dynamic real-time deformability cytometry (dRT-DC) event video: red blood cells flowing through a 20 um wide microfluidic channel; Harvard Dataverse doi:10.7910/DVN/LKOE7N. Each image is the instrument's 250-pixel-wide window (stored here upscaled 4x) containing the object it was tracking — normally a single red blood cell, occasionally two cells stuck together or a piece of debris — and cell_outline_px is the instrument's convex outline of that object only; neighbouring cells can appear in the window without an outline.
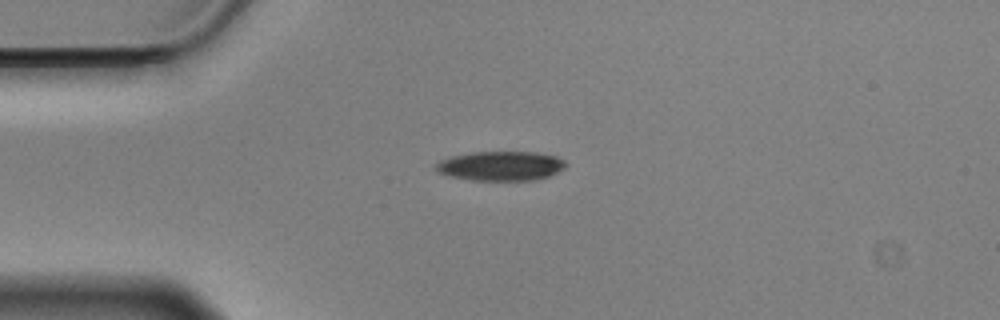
{"species": "Egyptian fruit bat (a non-hibernating species)", "species_latin": "Rousettus aegyptiacus", "temperature_condition": "cold", "stored_images_in_passage": 44, "camera_frame_rate_fps": 3000, "um_per_image_px": 0.085, "animal": {"sex": "male"}, "frame": {"image": 1, "passage_image": 1, "time_ms": 0.0, "image_size_px": [1000, 320], "cell_outline_px": [[564, 168], [548, 176], [536, 180], [472, 180], [452, 176], [440, 172], [436, 168], [436, 164], [440, 160], [452, 156], [472, 152], [536, 152], [556, 156], [564, 160]], "centroid_in_image_um": [42.58, 14.1], "position_along_channel_um": 42.4, "area_um2": 21.96}}
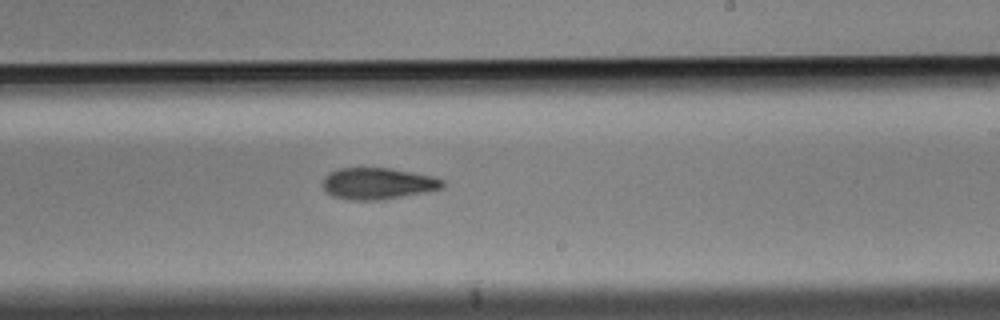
{"frame": {"image": 2, "passage_image": 21, "time_ms": 6.667, "image_size_px": [1000, 320], "cell_outline_px": [[444, 188], [384, 200], [348, 200], [332, 196], [324, 188], [324, 176], [340, 168], [388, 168], [412, 172], [432, 176], [444, 180]], "centroid_in_image_um": [32.14, 15.61], "position_along_channel_um": 256.9, "area_um2": 21.91}}
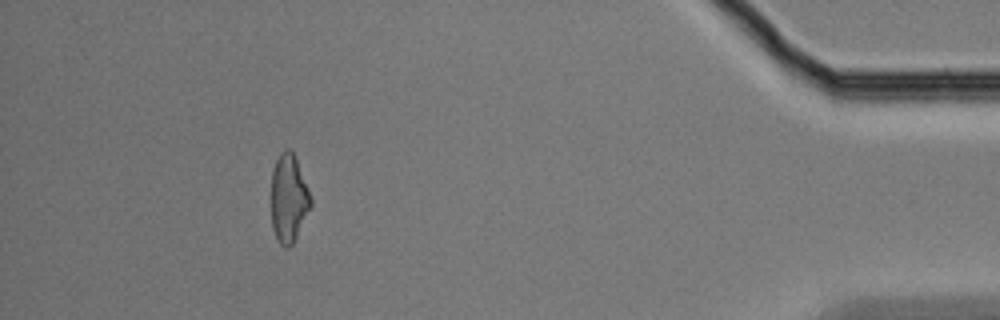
{"frame": {"image": 3, "passage_image": 39, "time_ms": 12.667, "image_size_px": [1000, 320], "cell_outline_px": [[312, 204], [292, 244], [288, 248], [284, 248], [280, 244], [272, 228], [272, 168], [280, 152], [284, 148], [288, 148], [292, 152], [296, 160], [312, 200]], "centroid_in_image_um": [24.52, 16.86], "position_along_channel_um": 410.7, "area_um2": 19.88}, "authors_computed_cell_mechanics": {"area_um2": 22.0218, "velocity_mm_per_s": 3.5264, "shape_relaxation_time_tau1_ms": 5.2114, "shape_relaxation_time_tau2_ms": 10.1269, "deformation_change_tau1": 0.1341, "deformation_change_tau2": 0.2244}}